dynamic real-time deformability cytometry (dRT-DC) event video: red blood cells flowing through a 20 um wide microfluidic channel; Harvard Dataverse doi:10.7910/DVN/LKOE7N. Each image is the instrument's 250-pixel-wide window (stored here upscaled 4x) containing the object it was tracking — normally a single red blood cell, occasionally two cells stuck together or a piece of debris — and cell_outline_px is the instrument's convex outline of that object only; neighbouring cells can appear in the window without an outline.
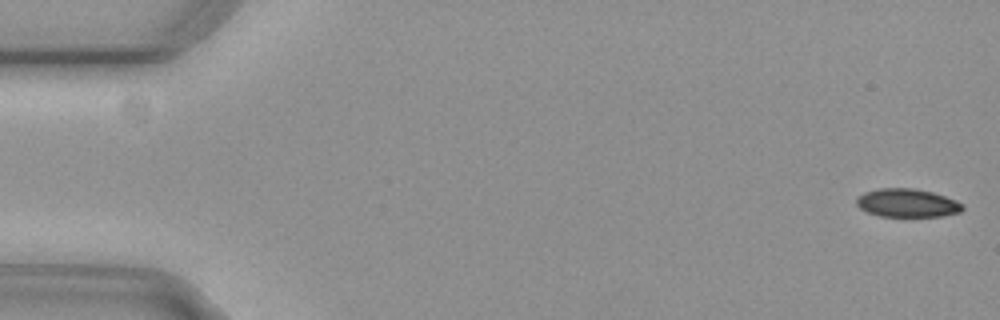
{"species": "common noctule bat (a hibernating species)", "species_latin": "Nyctalus noctula", "temperature_condition": "cold", "stored_images_in_passage": 16, "camera_frame_rate_fps": 3000, "um_per_image_px": 0.085, "animal": {"sex": "female", "body_mass_g": 29.2, "forearm_length_mm": 56.3}, "frame": {"image": 1, "passage_image": 2, "time_ms": 0.333, "image_size_px": [1000, 320], "cell_outline_px": [[964, 208], [960, 212], [940, 216], [880, 216], [868, 212], [860, 208], [856, 204], [856, 200], [864, 192], [880, 188], [916, 188], [932, 192], [956, 200], [964, 204]], "centroid_in_image_um": [77.13, 17.24], "position_along_channel_um": 7.9, "area_um2": 17.46}}
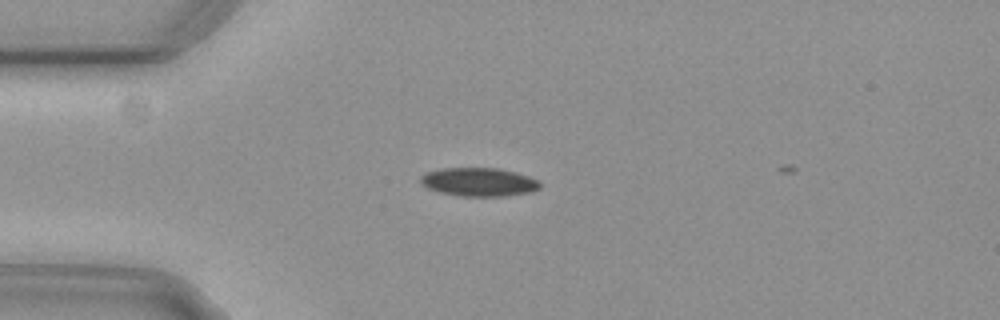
{"frame": {"image": 2, "passage_image": 15, "time_ms": 4.667, "image_size_px": [1000, 320], "cell_outline_px": [[540, 188], [532, 192], [504, 196], [460, 196], [440, 192], [428, 188], [420, 184], [420, 176], [428, 172], [440, 168], [496, 168], [516, 172], [540, 180]], "centroid_in_image_um": [40.71, 15.47], "position_along_channel_um": 44.3, "area_um2": 19.94}}